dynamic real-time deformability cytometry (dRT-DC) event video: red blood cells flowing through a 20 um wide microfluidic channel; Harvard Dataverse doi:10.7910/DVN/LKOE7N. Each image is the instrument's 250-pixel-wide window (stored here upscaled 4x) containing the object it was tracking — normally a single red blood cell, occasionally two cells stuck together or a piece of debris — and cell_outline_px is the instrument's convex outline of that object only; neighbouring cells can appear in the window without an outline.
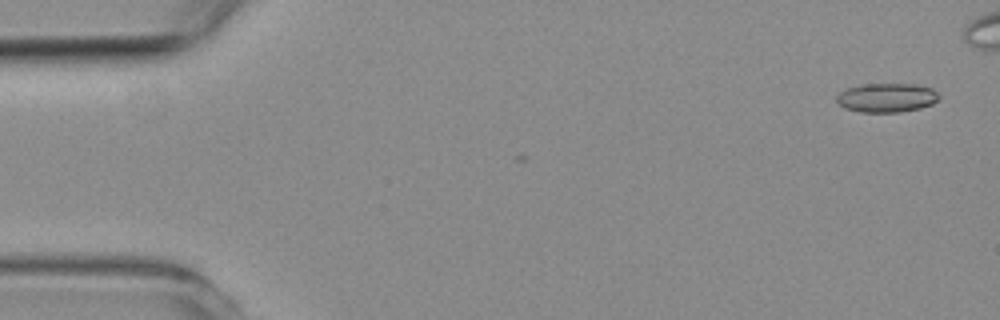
{"species": "common noctule bat (a hibernating species)", "species_latin": "Nyctalus noctula", "temperature_condition": "room temperature", "stored_images_in_passage": 6, "camera_frame_rate_fps": 3000, "um_per_image_px": 0.085, "animal": {"sex": "female", "body_mass_g": 19.3, "forearm_length_mm": 54.1}, "frame": {"image": 1, "passage_image": 1, "time_ms": 0.0, "image_size_px": [1000, 320], "cell_outline_px": [[940, 96], [932, 104], [920, 108], [900, 112], [860, 112], [844, 108], [836, 100], [836, 96], [844, 88], [860, 84], [916, 84], [932, 88]], "centroid_in_image_um": [75.34, 8.29], "position_along_channel_um": 9.7, "area_um2": 17.46}}